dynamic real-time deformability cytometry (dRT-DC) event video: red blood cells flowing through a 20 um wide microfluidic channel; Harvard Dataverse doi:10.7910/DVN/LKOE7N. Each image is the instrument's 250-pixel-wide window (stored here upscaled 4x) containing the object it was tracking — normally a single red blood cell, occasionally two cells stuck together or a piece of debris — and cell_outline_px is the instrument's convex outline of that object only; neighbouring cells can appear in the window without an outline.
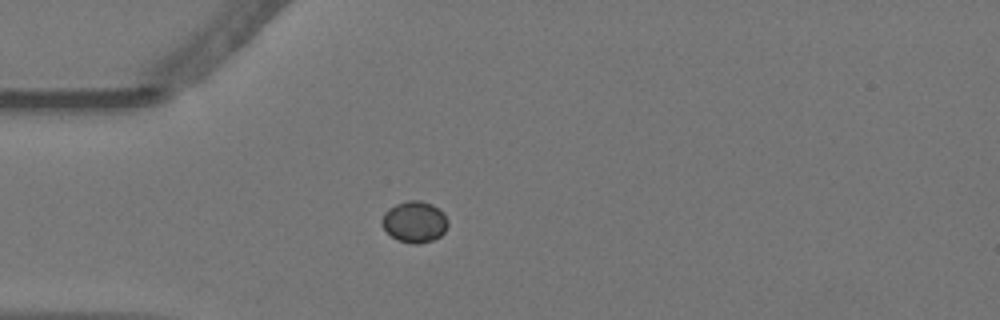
{"species": "Egyptian fruit bat (a non-hibernating species)", "species_latin": "Rousettus aegyptiacus", "temperature_condition": "warm", "stored_images_in_passage": 42, "camera_frame_rate_fps": 3000, "um_per_image_px": 0.085, "animal": {"sex": "female"}, "frame": {"image": 1, "passage_image": 1, "time_ms": 0.0, "image_size_px": [1000, 320], "cell_outline_px": [[448, 224], [444, 232], [440, 236], [432, 240], [420, 244], [412, 244], [400, 240], [392, 236], [380, 224], [380, 220], [384, 212], [388, 208], [396, 204], [408, 200], [420, 200], [432, 204], [444, 212], [448, 220]], "centroid_in_image_um": [35.24, 18.84], "position_along_channel_um": 49.8, "area_um2": 16.01}}
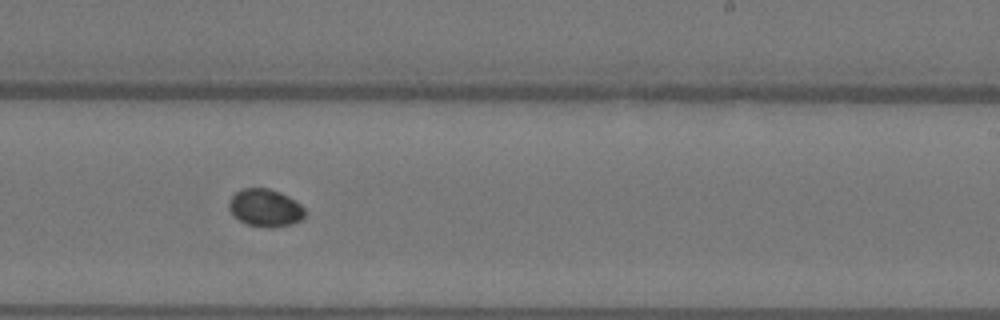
{"frame": {"image": 2, "passage_image": 20, "time_ms": 6.333, "image_size_px": [1000, 320], "cell_outline_px": [[304, 216], [300, 220], [292, 224], [268, 228], [264, 228], [248, 224], [240, 220], [228, 208], [228, 204], [232, 196], [240, 188], [268, 188], [280, 192], [288, 196], [300, 204], [304, 208]], "centroid_in_image_um": [22.54, 17.66], "position_along_channel_um": 266.5, "area_um2": 16.53}}
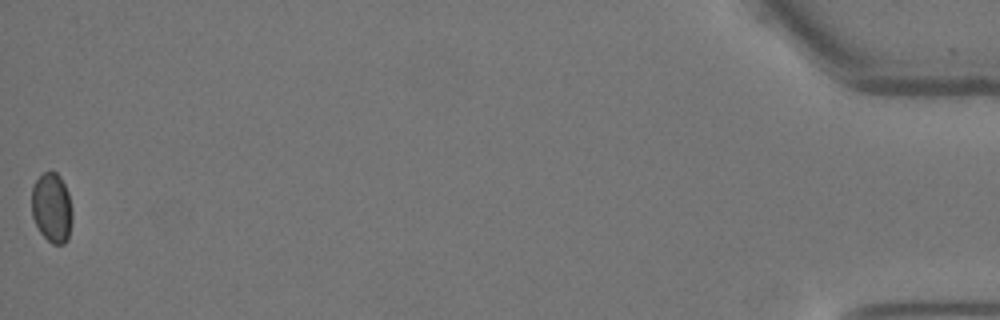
{"frame": {"image": 3, "passage_image": 42, "time_ms": 13.667, "image_size_px": [1000, 320], "cell_outline_px": [[72, 220], [68, 240], [64, 244], [52, 244], [40, 232], [32, 216], [32, 184], [44, 172], [56, 172], [60, 176], [68, 192], [72, 208]], "centroid_in_image_um": [4.42, 17.66], "position_along_channel_um": 430.8, "area_um2": 16.59}}